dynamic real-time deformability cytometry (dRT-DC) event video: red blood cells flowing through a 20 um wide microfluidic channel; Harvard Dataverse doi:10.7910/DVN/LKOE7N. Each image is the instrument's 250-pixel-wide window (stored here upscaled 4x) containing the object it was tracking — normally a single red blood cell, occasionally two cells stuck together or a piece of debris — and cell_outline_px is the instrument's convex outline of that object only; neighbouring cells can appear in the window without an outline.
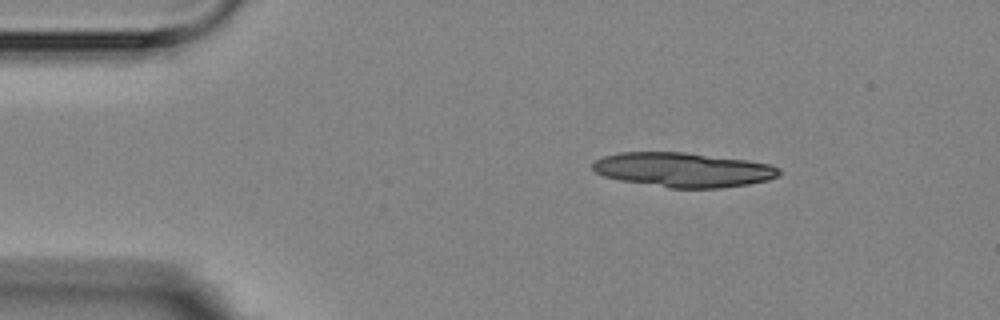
{"species": "Egyptian fruit bat (a non-hibernating species)", "species_latin": "Rousettus aegyptiacus", "temperature_condition": "room temperature", "stored_images_in_passage": 3, "camera_frame_rate_fps": 3000, "um_per_image_px": 0.085, "animal": {"sex": "female"}, "frame": {"image": 1, "passage_image": 1, "time_ms": 0.0, "image_size_px": [1000, 320], "cell_outline_px": [[780, 172], [776, 176], [768, 180], [748, 184], [720, 188], [668, 188], [620, 180], [604, 176], [596, 172], [592, 168], [592, 164], [596, 160], [604, 156], [620, 152], [684, 152], [748, 160], [772, 164], [780, 168]], "centroid_in_image_um": [58.08, 14.43], "position_along_channel_um": 26.9, "area_um2": 37.51}}